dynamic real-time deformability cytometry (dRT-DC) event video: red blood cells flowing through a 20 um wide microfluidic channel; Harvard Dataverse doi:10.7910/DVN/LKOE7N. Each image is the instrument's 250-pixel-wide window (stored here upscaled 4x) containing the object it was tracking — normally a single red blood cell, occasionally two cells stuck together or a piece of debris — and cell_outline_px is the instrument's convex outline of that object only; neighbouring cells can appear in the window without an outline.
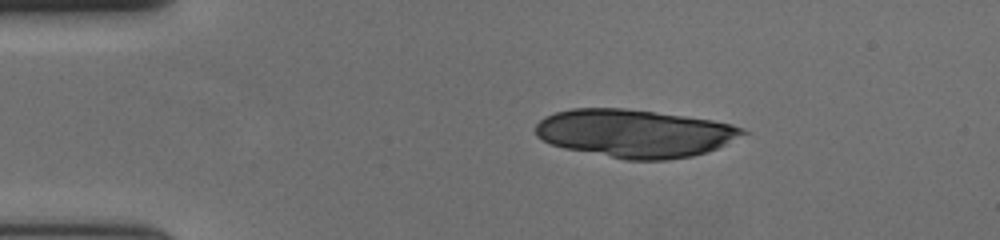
{"species": "human", "species_latin": "Homo sapiens", "temperature_condition": "cold", "stored_images_in_passage": 46, "camera_frame_rate_fps": 3000, "um_per_image_px": 0.085, "donor": {"sex": "female"}, "frame": {"image": 1, "passage_image": 1, "time_ms": 0.0, "image_size_px": [1000, 240], "cell_outline_px": [[748, 132], [708, 152], [692, 156], [668, 160], [624, 160], [564, 148], [552, 144], [536, 136], [536, 124], [544, 116], [556, 112], [572, 108], [624, 108], [684, 116], [712, 120], [732, 124]], "centroid_in_image_um": [53.91, 11.34], "position_along_channel_um": 31.1, "area_um2": 57.74}}
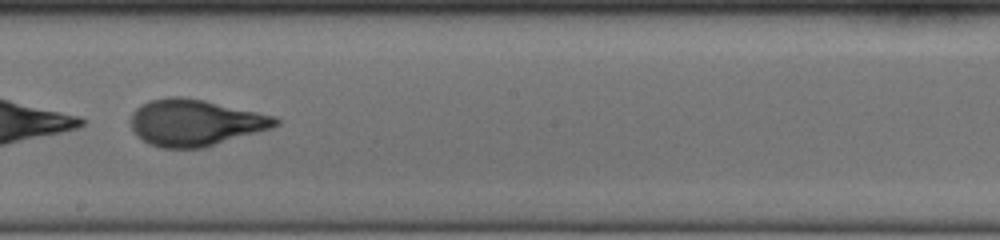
{"frame": {"image": 2, "passage_image": 23, "time_ms": 7.333, "image_size_px": [1000, 240], "cell_outline_px": [[280, 124], [272, 128], [204, 148], [160, 148], [148, 144], [132, 128], [132, 112], [140, 104], [152, 100], [168, 96], [180, 96], [204, 100], [276, 116], [280, 120]], "centroid_in_image_um": [16.62, 10.42], "position_along_channel_um": 231.6, "area_um2": 39.19}}
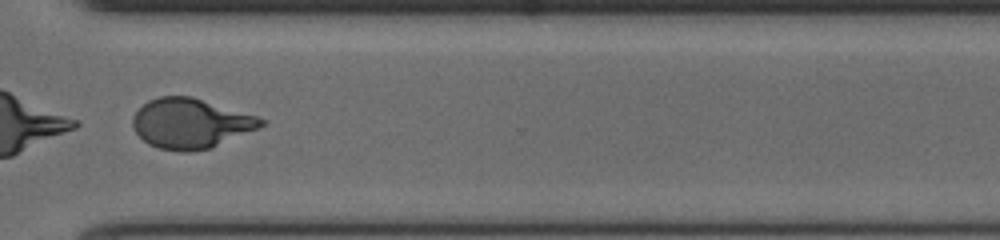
{"frame": {"image": 3, "passage_image": 33, "time_ms": 10.667, "image_size_px": [1000, 240], "cell_outline_px": [[268, 124], [260, 128], [212, 148], [188, 152], [180, 152], [156, 148], [148, 144], [136, 132], [132, 124], [132, 116], [148, 100], [160, 96], [192, 96], [256, 116], [268, 120]], "centroid_in_image_um": [16.24, 10.5], "position_along_channel_um": 354.4, "area_um2": 37.63}, "authors_computed_cell_mechanics": {"area_um2": 39.593, "velocity_mm_per_s": 3.6551, "shape_relaxation_time_tau1_ms": 1.3483, "shape_relaxation_time_tau2_ms": 0.8793, "deformation_change_tau1": 0.3434, "deformation_change_tau2": 0.082}}